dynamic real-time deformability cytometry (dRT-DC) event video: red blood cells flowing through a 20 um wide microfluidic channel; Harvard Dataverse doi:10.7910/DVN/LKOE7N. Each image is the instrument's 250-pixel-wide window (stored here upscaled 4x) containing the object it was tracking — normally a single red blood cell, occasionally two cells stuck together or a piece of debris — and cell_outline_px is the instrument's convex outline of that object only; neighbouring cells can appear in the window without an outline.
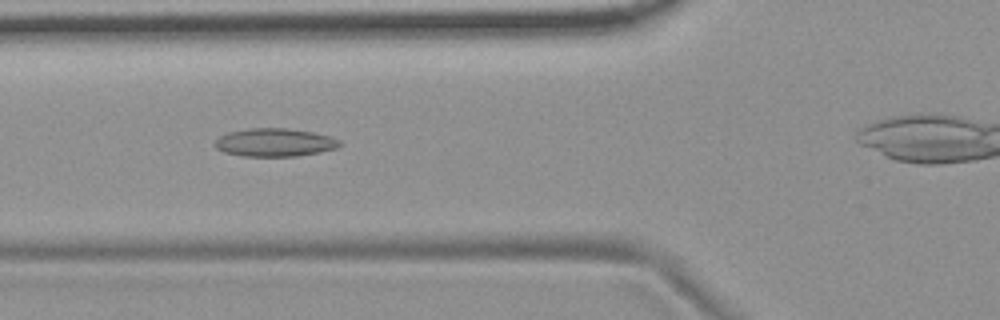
{"species": "common noctule bat (a hibernating species)", "species_latin": "Nyctalus noctula", "temperature_condition": "room temperature", "stored_images_in_passage": 40, "camera_frame_rate_fps": 3000, "um_per_image_px": 0.085, "animal": {"sex": "female", "body_mass_g": 19.9}, "frame": {"image": 1, "passage_image": 15, "time_ms": 4.667, "image_size_px": [1000, 320], "cell_outline_px": [[340, 144], [336, 148], [320, 152], [296, 156], [244, 156], [224, 152], [216, 148], [216, 140], [220, 136], [228, 132], [248, 128], [288, 128], [312, 132], [328, 136], [340, 140]], "centroid_in_image_um": [23.34, 12.1], "position_along_channel_um": 102.5, "area_um2": 20.29}}
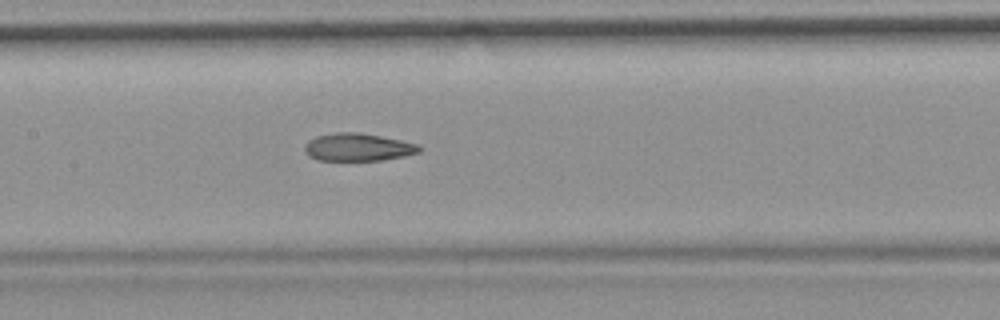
{"frame": {"image": 2, "passage_image": 21, "time_ms": 6.667, "image_size_px": [1000, 320], "cell_outline_px": [[420, 152], [404, 156], [384, 160], [320, 160], [308, 156], [304, 152], [304, 148], [308, 140], [316, 136], [336, 132], [356, 132], [380, 136], [400, 140], [416, 144], [420, 148]], "centroid_in_image_um": [30.38, 12.51], "position_along_channel_um": 177.0, "area_um2": 18.38}}
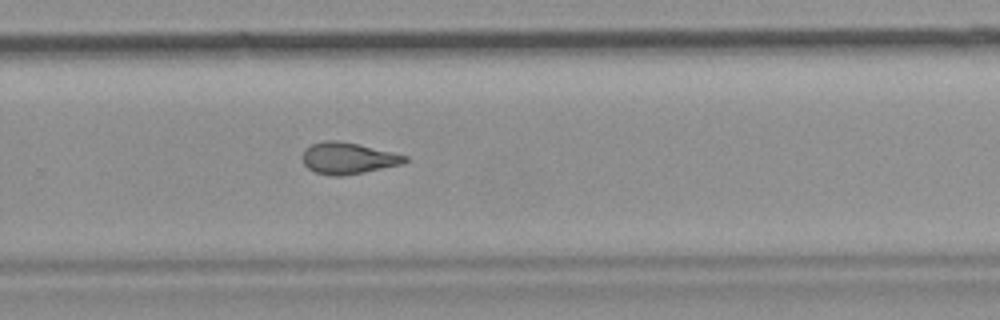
{"frame": {"image": 3, "passage_image": 31, "time_ms": 10.0, "image_size_px": [1000, 320], "cell_outline_px": [[408, 160], [404, 164], [344, 176], [332, 176], [316, 172], [308, 168], [304, 164], [300, 156], [304, 148], [312, 144], [324, 140], [340, 140], [360, 144], [408, 156]], "centroid_in_image_um": [29.56, 13.44], "position_along_channel_um": 300.2, "area_um2": 19.13}}